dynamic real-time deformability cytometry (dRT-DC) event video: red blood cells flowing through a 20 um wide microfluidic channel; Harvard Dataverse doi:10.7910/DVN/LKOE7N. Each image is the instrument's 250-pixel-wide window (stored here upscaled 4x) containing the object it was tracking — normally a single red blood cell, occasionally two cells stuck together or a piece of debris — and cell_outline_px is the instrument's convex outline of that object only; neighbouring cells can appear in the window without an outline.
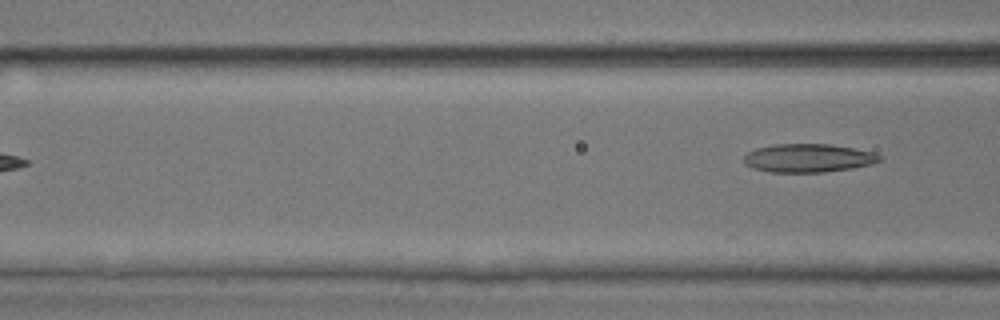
{"species": "common noctule bat (a hibernating species)", "species_latin": "Nyctalus noctula", "temperature_condition": "room temperature", "stored_images_in_passage": 4, "segment_of_instrument_passage": [2, 2], "camera_frame_rate_fps": 3000, "um_per_image_px": 0.085, "animal": {"sex": "male", "body_mass_g": 17.9, "forearm_length_mm": 54.2}, "frame": {"image": 1, "passage_image": 4, "time_ms": 1.0, "image_size_px": [1000, 320], "cell_outline_px": [[880, 160], [872, 164], [852, 168], [824, 172], [768, 172], [752, 168], [744, 164], [744, 156], [748, 152], [756, 148], [776, 144], [828, 144], [852, 148], [872, 152], [880, 156]], "centroid_in_image_um": [68.65, 13.44], "position_along_channel_um": 97.9, "area_um2": 22.37}}